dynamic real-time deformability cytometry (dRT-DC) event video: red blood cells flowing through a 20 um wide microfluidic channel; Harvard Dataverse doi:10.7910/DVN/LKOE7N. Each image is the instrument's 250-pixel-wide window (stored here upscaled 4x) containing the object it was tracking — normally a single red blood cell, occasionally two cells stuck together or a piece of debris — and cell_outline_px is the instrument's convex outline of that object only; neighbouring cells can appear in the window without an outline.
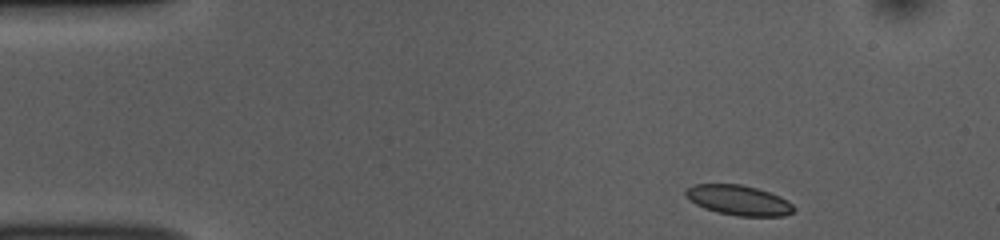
{"species": "common noctule bat (a hibernating species)", "species_latin": "Nyctalus noctula", "temperature_condition": "room temperature", "stored_images_in_passage": 47, "camera_frame_rate_fps": 3000, "um_per_image_px": 0.085, "animal": {"sex": "female", "body_mass_g": 10.0, "forearm_length_mm": 53.1}, "frame": {"image": 1, "passage_image": 1, "time_ms": 0.0, "image_size_px": [1000, 240], "cell_outline_px": [[796, 208], [792, 212], [784, 216], [736, 216], [716, 212], [704, 208], [688, 200], [684, 196], [684, 192], [692, 184], [740, 184], [756, 188], [780, 196], [788, 200]], "centroid_in_image_um": [62.76, 17.02], "position_along_channel_um": 22.2, "area_um2": 19.07}}
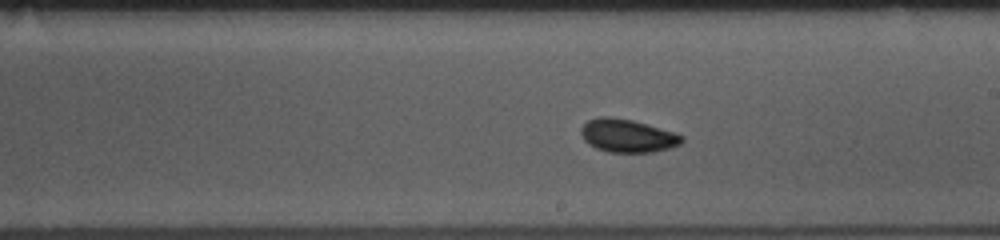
{"frame": {"image": 2, "passage_image": 24, "time_ms": 7.667, "image_size_px": [1000, 240], "cell_outline_px": [[684, 140], [680, 144], [668, 148], [652, 152], [608, 152], [596, 148], [588, 144], [584, 140], [580, 132], [580, 128], [588, 120], [600, 116], [612, 116], [632, 120], [676, 132], [684, 136]], "centroid_in_image_um": [53.33, 11.52], "position_along_channel_um": 235.7, "area_um2": 19.59}}
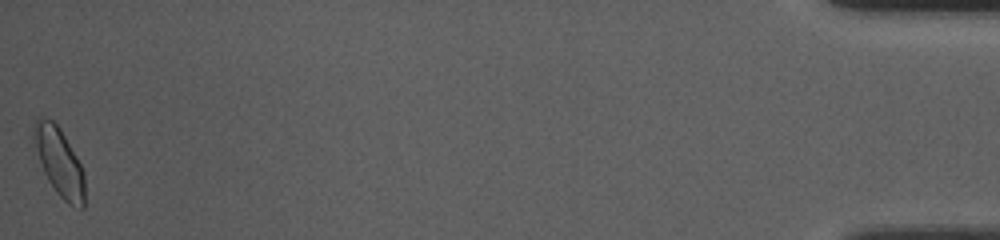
{"frame": {"image": 3, "passage_image": 47, "time_ms": 15.333, "image_size_px": [1000, 240], "cell_outline_px": [[84, 208], [80, 208], [68, 204], [56, 192], [48, 180], [44, 172], [32, 144], [32, 128], [36, 120], [40, 116], [52, 120], [60, 128], [76, 156], [84, 172]], "centroid_in_image_um": [5.0, 13.74], "position_along_channel_um": 430.2, "area_um2": 20.29}, "authors_computed_cell_mechanics": {"area_um2": 18.785, "velocity_mm_per_s": 3.7636, "shape_relaxation_time_tau1_ms": 5.1289, "shape_relaxation_time_tau2_ms": 1.7455, "deformation_change_tau1": 0.1023, "deformation_change_tau2": 0.0475}}